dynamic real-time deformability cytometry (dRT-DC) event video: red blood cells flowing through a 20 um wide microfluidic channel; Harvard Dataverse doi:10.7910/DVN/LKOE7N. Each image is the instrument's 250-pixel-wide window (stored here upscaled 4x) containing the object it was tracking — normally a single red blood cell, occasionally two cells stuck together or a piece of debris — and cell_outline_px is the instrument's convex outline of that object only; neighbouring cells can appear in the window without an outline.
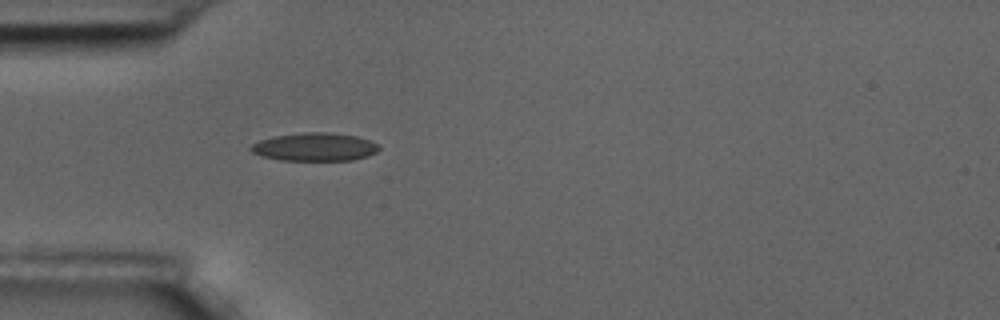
{"species": "common noctule bat (a hibernating species)", "species_latin": "Nyctalus noctula", "temperature_condition": "room temperature", "stored_images_in_passage": 1, "camera_frame_rate_fps": 3000, "um_per_image_px": 0.085, "animal": {"sex": "male", "body_mass_g": 17.5, "forearm_length_mm": 52.3}, "frame": {"image": 1, "passage_image": 1, "time_ms": 0.0, "image_size_px": [1000, 320], "cell_outline_px": [[380, 148], [376, 152], [368, 156], [352, 160], [280, 160], [260, 156], [252, 152], [248, 148], [252, 144], [260, 140], [272, 136], [304, 132], [332, 132], [356, 136], [380, 144]], "centroid_in_image_um": [26.74, 12.48], "position_along_channel_um": 58.3, "area_um2": 21.21}}